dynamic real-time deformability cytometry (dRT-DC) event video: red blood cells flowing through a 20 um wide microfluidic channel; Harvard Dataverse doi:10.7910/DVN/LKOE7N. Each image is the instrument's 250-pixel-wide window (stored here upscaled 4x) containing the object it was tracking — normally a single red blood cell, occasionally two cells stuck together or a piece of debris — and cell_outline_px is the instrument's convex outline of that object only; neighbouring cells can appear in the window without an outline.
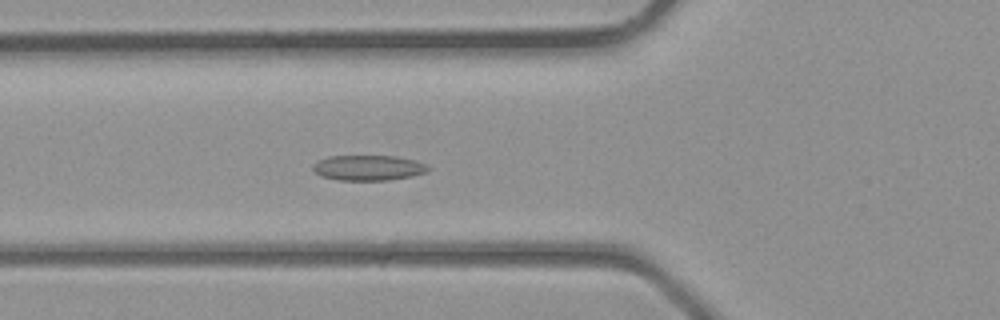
{"species": "common noctule bat (a hibernating species)", "species_latin": "Nyctalus noctula", "temperature_condition": "room temperature", "stored_images_in_passage": 40, "camera_frame_rate_fps": 3000, "um_per_image_px": 0.085, "animal": {"sex": "male", "body_mass_g": 23.1, "forearm_length_mm": 52.7}, "frame": {"image": 1, "passage_image": 14, "time_ms": 4.333, "image_size_px": [1000, 320], "cell_outline_px": [[432, 168], [428, 172], [412, 176], [388, 180], [340, 180], [320, 176], [312, 168], [312, 164], [328, 156], [396, 156], [416, 160], [428, 164]], "centroid_in_image_um": [31.37, 14.26], "position_along_channel_um": 94.4, "area_um2": 17.17}}
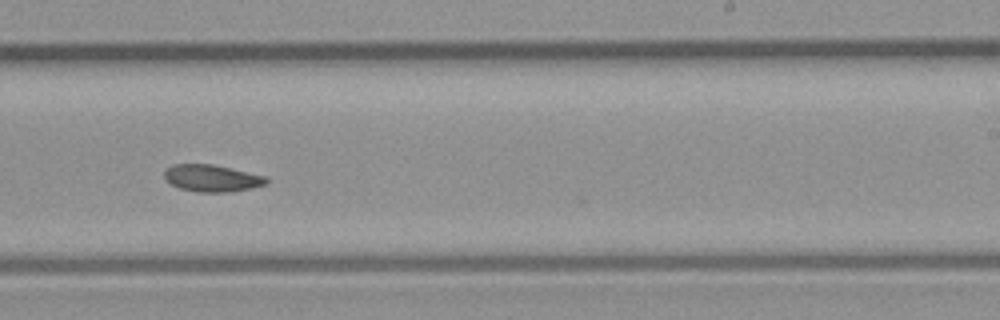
{"frame": {"image": 2, "passage_image": 24, "time_ms": 7.667, "image_size_px": [1000, 320], "cell_outline_px": [[268, 184], [252, 188], [228, 192], [196, 192], [180, 188], [164, 180], [164, 172], [172, 164], [212, 164], [268, 176]], "centroid_in_image_um": [18.04, 15.15], "position_along_channel_um": 271.0, "area_um2": 16.18}}
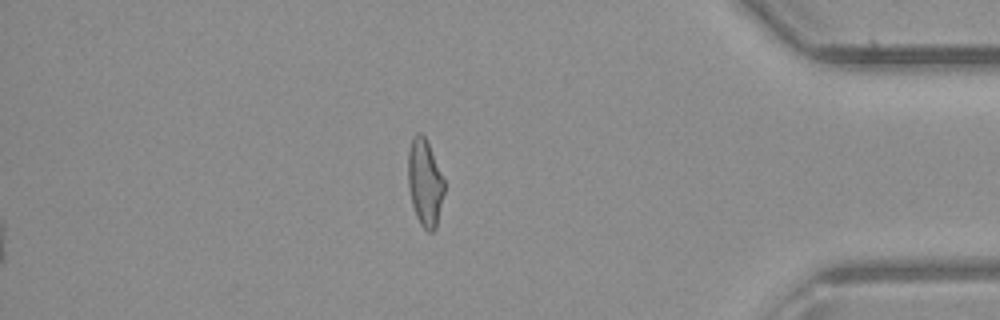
{"frame": {"image": 3, "passage_image": 40, "time_ms": 13.0, "image_size_px": [1000, 320], "cell_outline_px": [[444, 192], [436, 228], [432, 232], [428, 232], [420, 224], [416, 216], [412, 204], [408, 184], [408, 152], [412, 136], [416, 132], [420, 132], [424, 136], [428, 144], [444, 180]], "centroid_in_image_um": [36.1, 15.53], "position_along_channel_um": 399.1, "area_um2": 18.21}}